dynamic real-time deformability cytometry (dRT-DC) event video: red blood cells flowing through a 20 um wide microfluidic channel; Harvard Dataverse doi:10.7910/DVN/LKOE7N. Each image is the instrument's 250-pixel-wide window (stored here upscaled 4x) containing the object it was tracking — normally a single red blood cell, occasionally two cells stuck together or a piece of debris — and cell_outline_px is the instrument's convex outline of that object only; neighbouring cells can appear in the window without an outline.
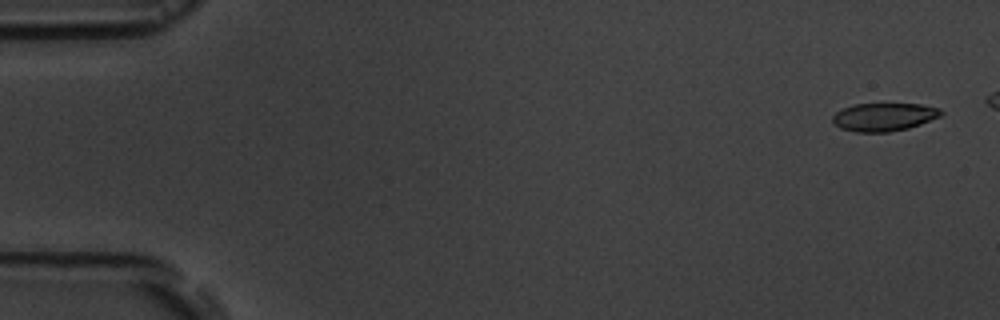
{"species": "common noctule bat (a hibernating species)", "species_latin": "Nyctalus noctula", "temperature_condition": "room temperature", "stored_images_in_passage": 5, "camera_frame_rate_fps": 3000, "um_per_image_px": 0.085, "animal": {"sex": "male", "body_mass_g": 19.5, "forearm_length_mm": 54.6}, "frame": {"image": 1, "passage_image": 1, "time_ms": 0.0, "image_size_px": [1000, 320], "cell_outline_px": [[944, 112], [940, 116], [920, 124], [908, 128], [888, 132], [856, 132], [840, 128], [832, 120], [832, 116], [836, 112], [852, 104], [920, 104], [940, 108]], "centroid_in_image_um": [75.14, 9.94], "position_along_channel_um": 9.9, "area_um2": 17.69}}